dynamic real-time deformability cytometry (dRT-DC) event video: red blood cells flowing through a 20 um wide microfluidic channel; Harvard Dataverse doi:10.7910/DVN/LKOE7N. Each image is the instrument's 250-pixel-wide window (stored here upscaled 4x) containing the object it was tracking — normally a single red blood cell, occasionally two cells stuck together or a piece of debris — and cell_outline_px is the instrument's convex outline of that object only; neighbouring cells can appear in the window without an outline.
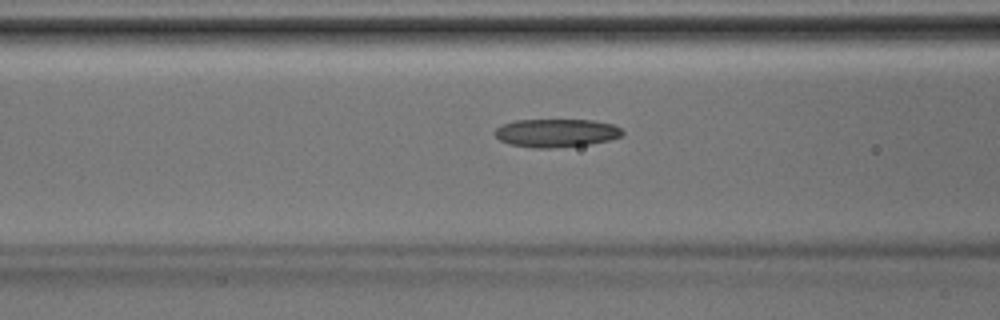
{"species": "Egyptian fruit bat (a non-hibernating species)", "species_latin": "Rousettus aegyptiacus", "temperature_condition": "room temperature", "stored_images_in_passage": 13, "camera_frame_rate_fps": 3000, "um_per_image_px": 0.085, "animal": {"sex": "male"}, "frame": {"image": 1, "passage_image": 11, "time_ms": 3.333, "image_size_px": [1000, 320], "cell_outline_px": [[624, 132], [620, 136], [608, 140], [588, 144], [548, 148], [532, 148], [508, 144], [500, 140], [492, 132], [496, 128], [504, 124], [516, 120], [592, 120], [612, 124], [620, 128]], "centroid_in_image_um": [47.23, 11.3], "position_along_channel_um": 119.4, "area_um2": 20.87}}